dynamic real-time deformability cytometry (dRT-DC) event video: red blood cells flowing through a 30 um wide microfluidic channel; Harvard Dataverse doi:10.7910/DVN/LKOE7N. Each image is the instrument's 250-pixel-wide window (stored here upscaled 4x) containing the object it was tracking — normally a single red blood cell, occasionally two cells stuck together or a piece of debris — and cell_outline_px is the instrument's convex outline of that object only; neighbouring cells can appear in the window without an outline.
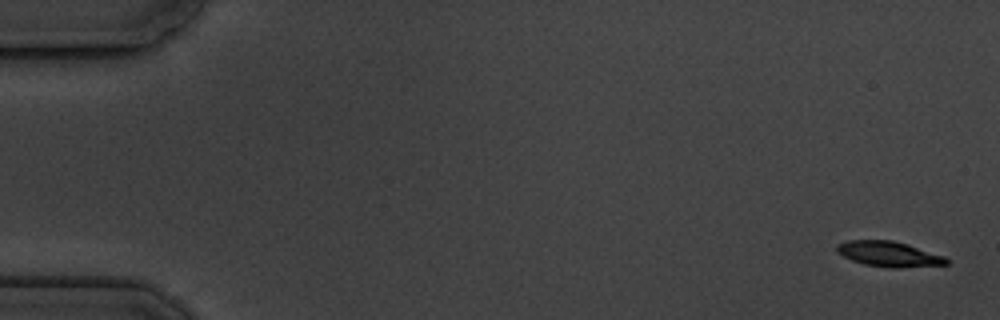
{"species": "common noctule bat (a hibernating species)", "species_latin": "Nyctalus noctula", "temperature_condition": "cold", "stored_images_in_passage": 7, "camera_frame_rate_fps": 3000, "um_per_image_px": 0.085, "animal": {"sex": "male", "body_mass_g": 19.5, "forearm_length_mm": 54.6}, "frame": {"image": 1, "passage_image": 1, "time_ms": 0.0, "image_size_px": [1000, 320], "cell_outline_px": [[948, 264], [900, 268], [888, 268], [864, 264], [852, 260], [836, 252], [836, 244], [848, 240], [892, 240], [908, 244], [944, 256], [948, 260]], "centroid_in_image_um": [75.53, 21.59], "position_along_channel_um": 9.5, "area_um2": 16.18}}
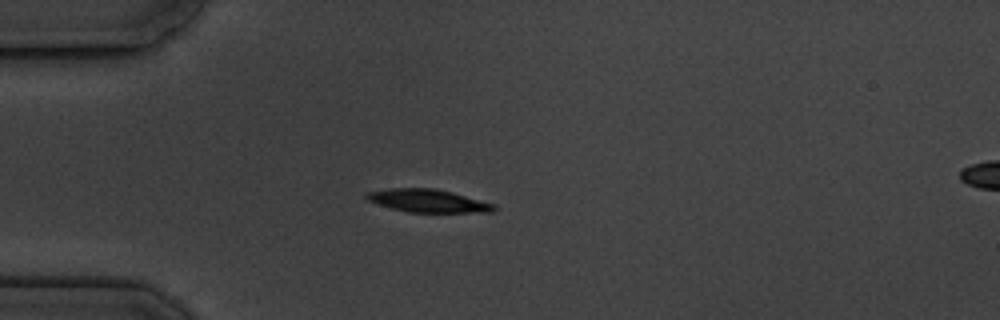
{"frame": {"image": 2, "passage_image": 5, "time_ms": 4.667, "image_size_px": [1000, 320], "cell_outline_px": [[496, 208], [492, 212], [408, 212], [392, 208], [368, 200], [364, 196], [368, 192], [388, 188], [432, 188], [452, 192], [496, 204]], "centroid_in_image_um": [36.4, 17.06], "position_along_channel_um": 48.6, "area_um2": 16.88}}